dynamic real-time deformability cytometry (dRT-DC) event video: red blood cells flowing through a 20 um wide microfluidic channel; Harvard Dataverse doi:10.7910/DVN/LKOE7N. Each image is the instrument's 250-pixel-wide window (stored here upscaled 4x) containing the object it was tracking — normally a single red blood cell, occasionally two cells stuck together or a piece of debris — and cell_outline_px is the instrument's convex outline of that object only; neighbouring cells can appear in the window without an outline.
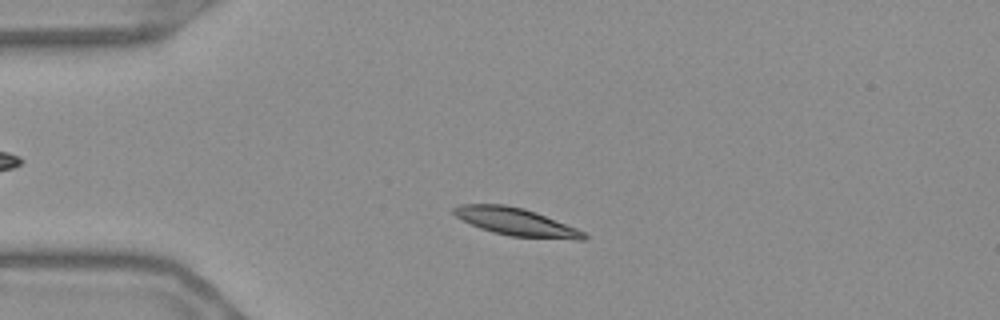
{"species": "Egyptian fruit bat (a non-hibernating species)", "species_latin": "Rousettus aegyptiacus", "temperature_condition": "warm", "stored_images_in_passage": 46, "camera_frame_rate_fps": 3000, "um_per_image_px": 0.085, "frame": {"image": 1, "passage_image": 4, "time_ms": 1.0, "image_size_px": [1000, 320], "cell_outline_px": [[588, 240], [576, 240], [508, 236], [492, 232], [480, 228], [456, 216], [452, 212], [452, 208], [460, 204], [504, 204], [524, 208], [536, 212], [576, 228], [584, 232], [588, 236]], "centroid_in_image_um": [43.89, 18.87], "position_along_channel_um": 41.1, "area_um2": 21.04}}
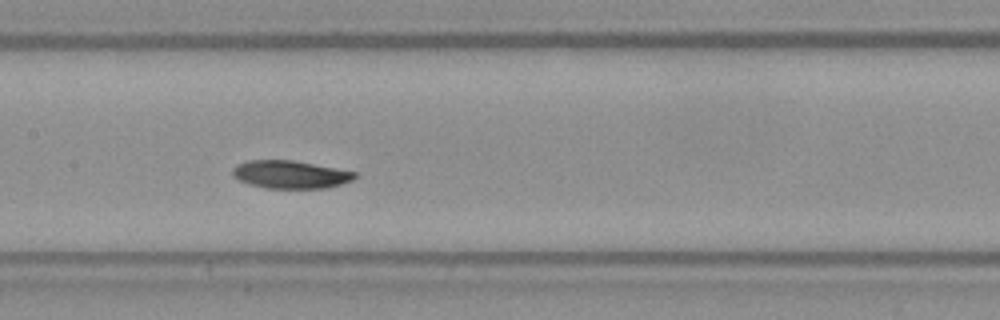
{"frame": {"image": 2, "passage_image": 18, "time_ms": 5.667, "image_size_px": [1000, 320], "cell_outline_px": [[356, 176], [352, 180], [340, 184], [324, 188], [264, 188], [248, 184], [232, 176], [232, 168], [236, 164], [248, 160], [292, 160], [336, 168], [356, 172]], "centroid_in_image_um": [24.63, 14.83], "position_along_channel_um": 182.8, "area_um2": 19.83}}
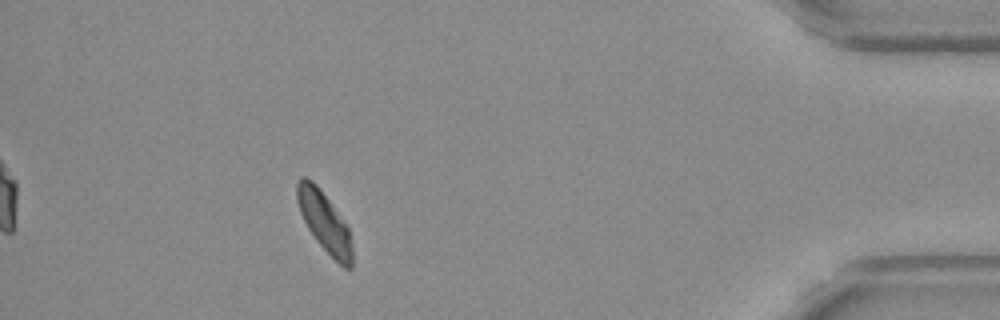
{"frame": {"image": 3, "passage_image": 41, "time_ms": 13.333, "image_size_px": [1000, 320], "cell_outline_px": [[352, 268], [344, 268], [316, 240], [308, 228], [300, 212], [296, 200], [296, 184], [300, 176], [304, 176], [312, 180], [316, 184], [328, 200], [348, 228], [352, 248]], "centroid_in_image_um": [27.54, 18.83], "position_along_channel_um": 407.7, "area_um2": 18.79}, "authors_computed_cell_mechanics": {"area_um2": 20.1433, "velocity_mm_per_s": 3.6266, "shape_relaxation_time_tau1_ms": 5.1065, "shape_relaxation_time_tau2_ms": 3.6321, "deformation_change_tau1": 0.1199, "deformation_change_tau2": 0.0486}}